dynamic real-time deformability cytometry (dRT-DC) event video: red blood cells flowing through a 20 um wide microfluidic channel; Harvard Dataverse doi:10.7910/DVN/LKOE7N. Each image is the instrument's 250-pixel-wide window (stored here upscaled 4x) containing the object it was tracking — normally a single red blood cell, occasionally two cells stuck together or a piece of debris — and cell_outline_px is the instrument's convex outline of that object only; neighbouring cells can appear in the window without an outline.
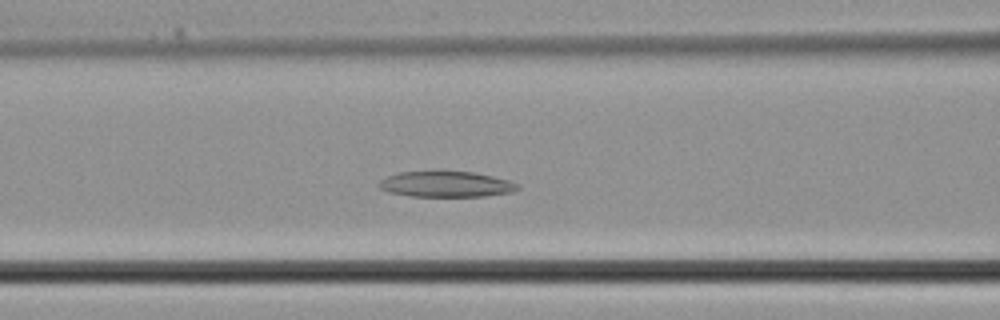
{"species": "common noctule bat (a hibernating species)", "species_latin": "Nyctalus noctula", "temperature_condition": "cold", "stored_images_in_passage": 34, "camera_frame_rate_fps": 3000, "um_per_image_px": 0.085, "animal": {"sex": "male", "body_mass_g": 21.5, "forearm_length_mm": 52.0}, "frame": {"image": 1, "passage_image": 12, "time_ms": 3.667, "image_size_px": [1000, 320], "cell_outline_px": [[520, 188], [512, 192], [484, 196], [412, 196], [388, 192], [380, 188], [380, 180], [388, 176], [400, 172], [472, 172], [492, 176], [508, 180], [516, 184]], "centroid_in_image_um": [37.92, 15.67], "position_along_channel_um": 128.7, "area_um2": 20.35}}
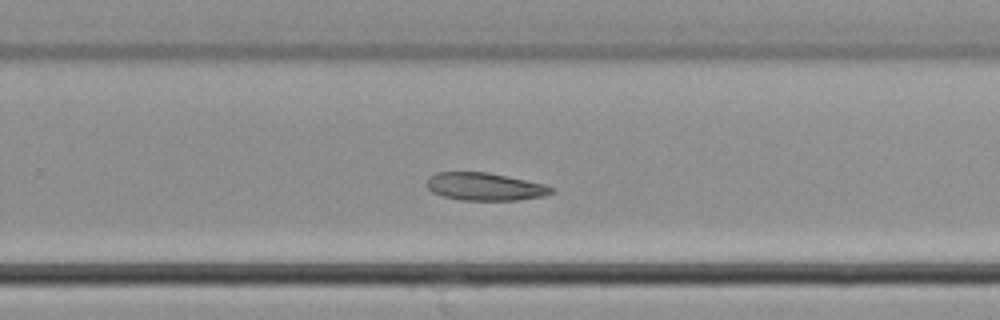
{"frame": {"image": 2, "passage_image": 21, "time_ms": 6.667, "image_size_px": [1000, 320], "cell_outline_px": [[556, 192], [544, 196], [516, 200], [460, 200], [444, 196], [432, 192], [428, 188], [428, 176], [436, 172], [488, 172], [544, 184], [556, 188]], "centroid_in_image_um": [41.25, 15.86], "position_along_channel_um": 288.6, "area_um2": 20.17}}
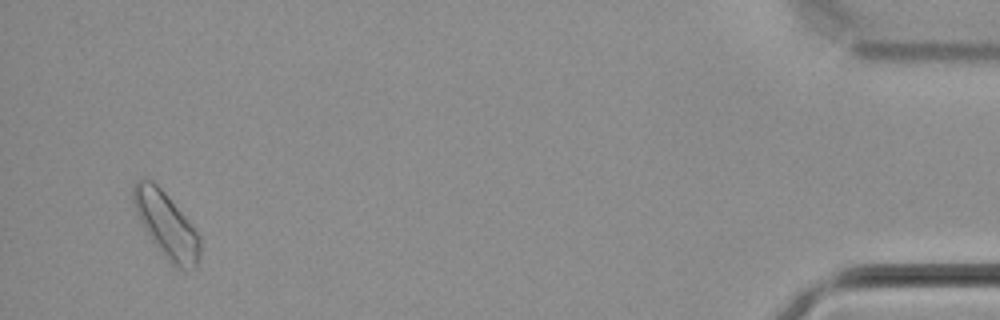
{"frame": {"image": 3, "passage_image": 33, "time_ms": 10.667, "image_size_px": [1000, 320], "cell_outline_px": [[200, 256], [196, 268], [184, 272], [176, 268], [164, 256], [152, 240], [144, 228], [136, 212], [132, 200], [132, 188], [136, 180], [144, 176], [152, 180], [164, 192], [188, 220], [200, 236]], "centroid_in_image_um": [14.14, 19.13], "position_along_channel_um": 421.1, "area_um2": 25.49}}